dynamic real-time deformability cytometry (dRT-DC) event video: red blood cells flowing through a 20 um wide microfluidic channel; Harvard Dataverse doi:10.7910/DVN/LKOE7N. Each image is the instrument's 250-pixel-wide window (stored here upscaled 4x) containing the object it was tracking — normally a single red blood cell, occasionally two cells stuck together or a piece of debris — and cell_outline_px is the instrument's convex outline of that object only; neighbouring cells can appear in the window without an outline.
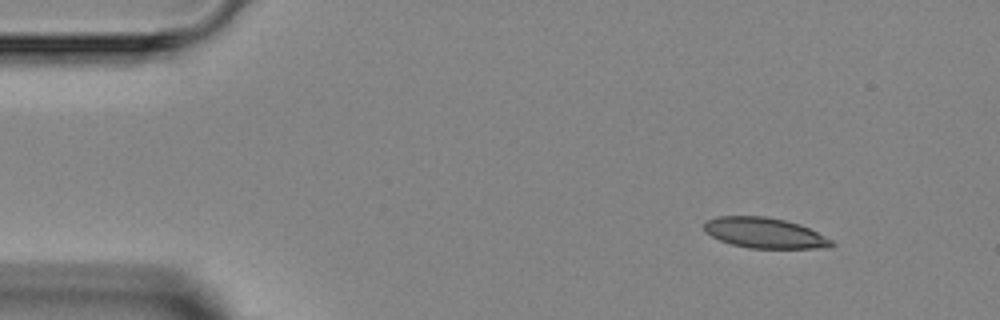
{"species": "Egyptian fruit bat (a non-hibernating species)", "species_latin": "Rousettus aegyptiacus", "temperature_condition": "room temperature", "stored_images_in_passage": 3, "camera_frame_rate_fps": 3000, "um_per_image_px": 0.085, "animal": {"sex": "female"}, "frame": {"image": 1, "passage_image": 1, "time_ms": 0.0, "image_size_px": [1000, 320], "cell_outline_px": [[836, 244], [832, 248], [748, 248], [732, 244], [720, 240], [704, 232], [704, 220], [716, 216], [764, 216], [784, 220], [800, 224], [832, 240]], "centroid_in_image_um": [64.98, 19.8], "position_along_channel_um": 20.0, "area_um2": 22.72}}